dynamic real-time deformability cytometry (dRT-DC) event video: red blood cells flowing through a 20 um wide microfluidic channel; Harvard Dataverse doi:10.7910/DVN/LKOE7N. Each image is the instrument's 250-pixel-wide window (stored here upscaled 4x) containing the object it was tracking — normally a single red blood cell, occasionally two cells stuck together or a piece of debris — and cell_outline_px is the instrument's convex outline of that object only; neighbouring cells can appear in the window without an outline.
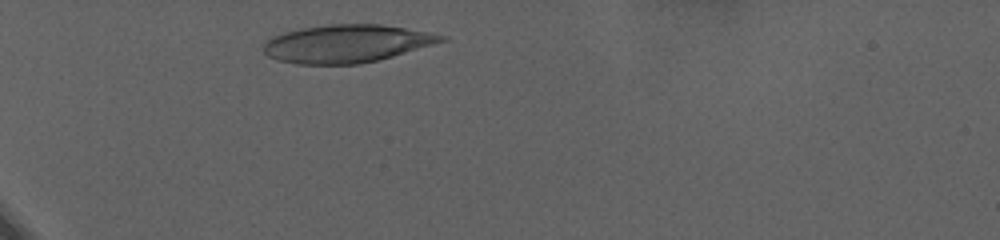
{"species": "human", "species_latin": "Homo sapiens", "temperature_condition": "warm", "stored_images_in_passage": 47, "camera_frame_rate_fps": 3000, "um_per_image_px": 0.085, "donor": {"sex": "female"}, "frame": {"image": 1, "passage_image": 9, "time_ms": 2.667, "image_size_px": [1000, 240], "cell_outline_px": [[448, 40], [380, 60], [360, 64], [296, 64], [276, 60], [268, 56], [264, 52], [264, 44], [268, 40], [284, 32], [300, 28], [328, 24], [380, 24], [428, 32], [448, 36]], "centroid_in_image_um": [29.49, 3.71], "position_along_channel_um": 55.5, "area_um2": 39.25}}
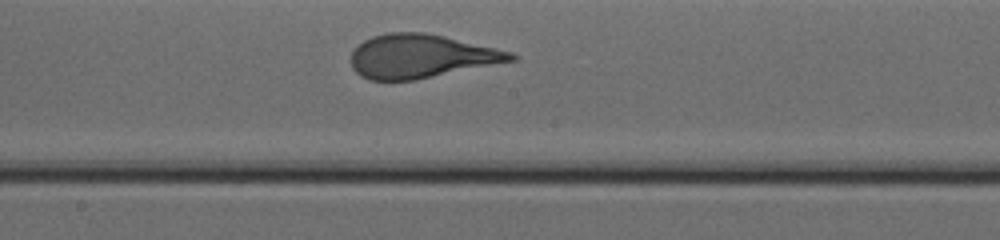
{"frame": {"image": 2, "passage_image": 29, "time_ms": 9.333, "image_size_px": [1000, 240], "cell_outline_px": [[520, 56], [516, 60], [416, 80], [368, 80], [360, 76], [352, 68], [352, 48], [364, 40], [372, 36], [388, 32], [424, 32], [444, 36], [496, 48], [512, 52]], "centroid_in_image_um": [35.78, 4.78], "position_along_channel_um": 212.4, "area_um2": 40.81}}
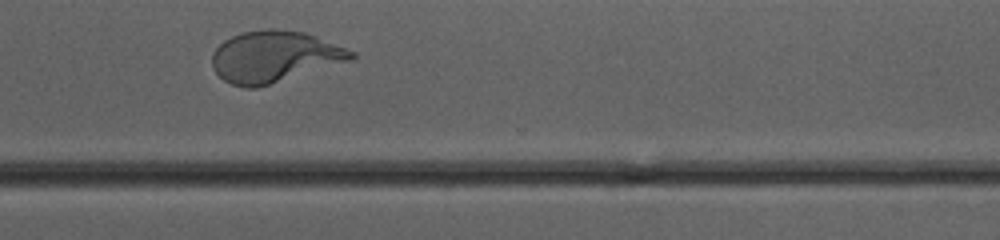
{"frame": {"image": 3, "passage_image": 43, "time_ms": 14.0, "image_size_px": [1000, 240], "cell_outline_px": [[356, 56], [352, 60], [256, 88], [244, 88], [232, 84], [224, 80], [216, 72], [212, 64], [212, 52], [224, 40], [232, 36], [244, 32], [268, 28], [276, 28], [304, 32], [316, 36], [356, 52]], "centroid_in_image_um": [23.32, 4.8], "position_along_channel_um": 347.3, "area_um2": 41.5}, "authors_computed_cell_mechanics": {"area_um2": 40.5756, "velocity_mm_per_s": 2.8995, "shape_relaxation_time_tau1_ms": 7.2802, "shape_relaxation_time_tau2_ms": null, "deformation_change_tau1": 0.2677, "deformation_change_tau2": null}}